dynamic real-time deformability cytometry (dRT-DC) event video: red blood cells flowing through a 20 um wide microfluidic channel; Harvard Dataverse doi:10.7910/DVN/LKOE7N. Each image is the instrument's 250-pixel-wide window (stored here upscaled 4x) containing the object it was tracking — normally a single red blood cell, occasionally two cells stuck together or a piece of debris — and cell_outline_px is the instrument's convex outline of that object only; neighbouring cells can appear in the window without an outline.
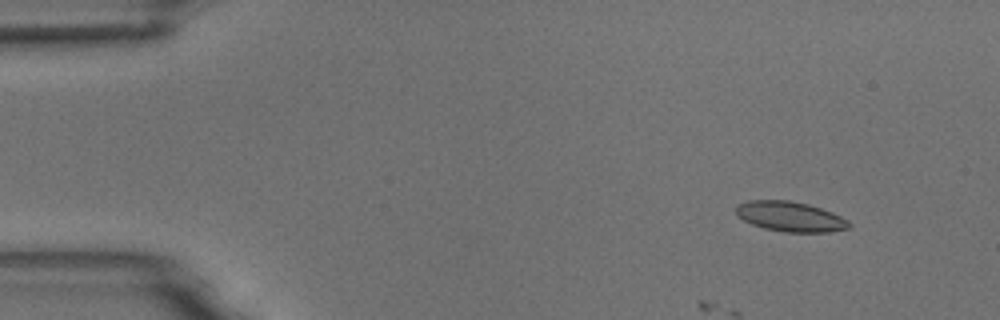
{"species": "common noctule bat (a hibernating species)", "species_latin": "Nyctalus noctula", "temperature_condition": "room temperature", "stored_images_in_passage": 4, "camera_frame_rate_fps": 3000, "um_per_image_px": 0.085, "animal": {"sex": "male", "body_mass_g": 18.8}, "frame": {"image": 1, "passage_image": 1, "time_ms": 0.0, "image_size_px": [1000, 320], "cell_outline_px": [[852, 228], [828, 232], [784, 232], [764, 228], [752, 224], [744, 220], [736, 212], [736, 204], [748, 200], [788, 200], [808, 204], [832, 212], [848, 220], [852, 224]], "centroid_in_image_um": [67.2, 18.41], "position_along_channel_um": 17.8, "area_um2": 19.83}}